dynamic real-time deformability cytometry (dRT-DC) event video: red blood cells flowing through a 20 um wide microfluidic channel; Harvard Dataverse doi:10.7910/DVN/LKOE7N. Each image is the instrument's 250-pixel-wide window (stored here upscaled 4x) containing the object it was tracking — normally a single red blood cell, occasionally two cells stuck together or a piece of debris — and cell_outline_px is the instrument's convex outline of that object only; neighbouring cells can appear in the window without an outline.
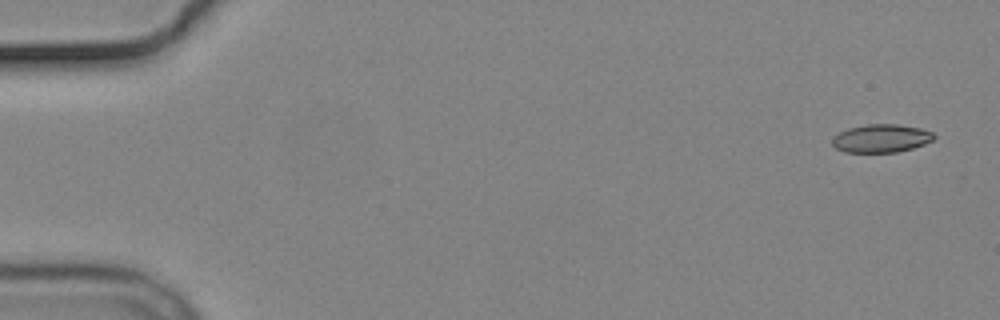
{"species": "common noctule bat (a hibernating species)", "species_latin": "Nyctalus noctula", "temperature_condition": "cold", "stored_images_in_passage": 8, "camera_frame_rate_fps": 3000, "um_per_image_px": 0.085, "animal": {"sex": "male", "body_mass_g": 19.2, "forearm_length_mm": 51.8}, "frame": {"image": 1, "passage_image": 1, "time_ms": 0.0, "image_size_px": [1000, 320], "cell_outline_px": [[936, 136], [932, 140], [924, 144], [912, 148], [896, 152], [844, 152], [836, 148], [832, 144], [832, 136], [848, 128], [868, 124], [896, 124], [920, 128], [932, 132]], "centroid_in_image_um": [74.88, 11.76], "position_along_channel_um": 10.1, "area_um2": 16.65}}
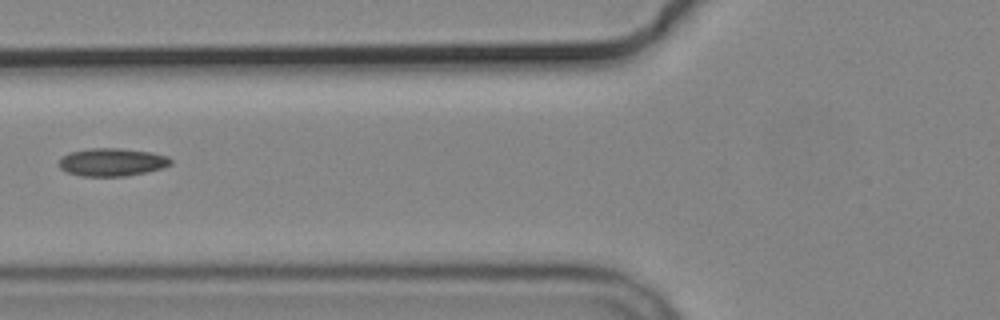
{"frame": {"image": 2, "passage_image": 6, "time_ms": 6.667, "image_size_px": [1000, 320], "cell_outline_px": [[172, 164], [164, 168], [124, 176], [80, 176], [68, 172], [60, 168], [60, 160], [68, 152], [92, 148], [120, 148], [152, 152], [168, 156], [172, 160]], "centroid_in_image_um": [9.56, 13.77], "position_along_channel_um": 116.2, "area_um2": 18.15}}
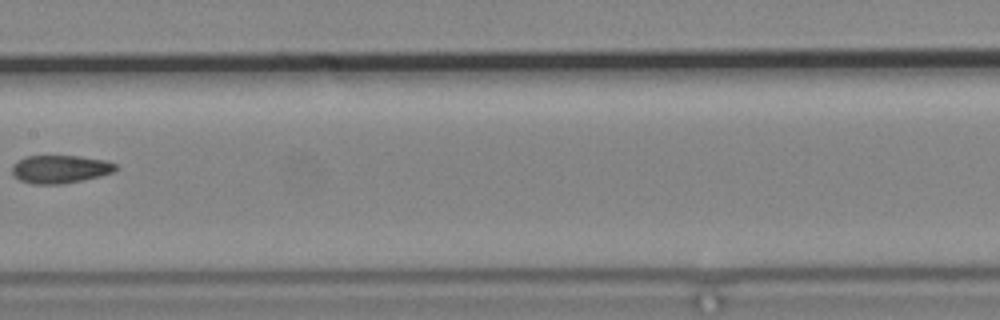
{"frame": {"image": 3, "passage_image": 8, "time_ms": 9.0, "image_size_px": [1000, 320], "cell_outline_px": [[120, 168], [116, 172], [84, 180], [60, 184], [32, 184], [20, 180], [12, 172], [12, 164], [16, 160], [24, 156], [80, 156], [108, 160], [116, 164]], "centroid_in_image_um": [5.16, 14.37], "position_along_channel_um": 202.2, "area_um2": 17.28}}